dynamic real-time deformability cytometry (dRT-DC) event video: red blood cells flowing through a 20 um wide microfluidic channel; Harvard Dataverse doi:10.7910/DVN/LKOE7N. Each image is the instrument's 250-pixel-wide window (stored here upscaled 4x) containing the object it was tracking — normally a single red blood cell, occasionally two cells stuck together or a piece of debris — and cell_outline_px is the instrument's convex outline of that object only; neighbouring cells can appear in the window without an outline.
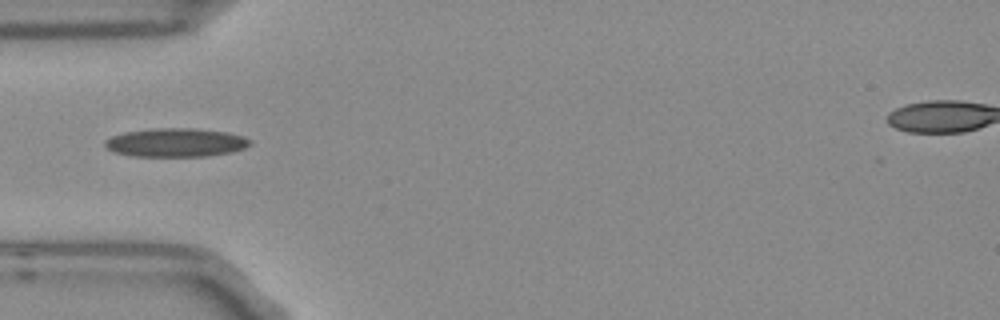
{"species": "Egyptian fruit bat (a non-hibernating species)", "species_latin": "Rousettus aegyptiacus", "temperature_condition": "room temperature", "stored_images_in_passage": 4, "camera_frame_rate_fps": 3000, "um_per_image_px": 0.085, "frame": {"image": 1, "passage_image": 4, "time_ms": 1.0, "image_size_px": [1000, 320], "cell_outline_px": [[252, 144], [244, 148], [232, 152], [204, 156], [132, 156], [116, 152], [108, 148], [104, 144], [104, 140], [112, 136], [124, 132], [152, 128], [196, 128], [228, 132], [244, 136], [252, 140]], "centroid_in_image_um": [14.98, 12.1], "position_along_channel_um": 70.0, "area_um2": 24.33}}